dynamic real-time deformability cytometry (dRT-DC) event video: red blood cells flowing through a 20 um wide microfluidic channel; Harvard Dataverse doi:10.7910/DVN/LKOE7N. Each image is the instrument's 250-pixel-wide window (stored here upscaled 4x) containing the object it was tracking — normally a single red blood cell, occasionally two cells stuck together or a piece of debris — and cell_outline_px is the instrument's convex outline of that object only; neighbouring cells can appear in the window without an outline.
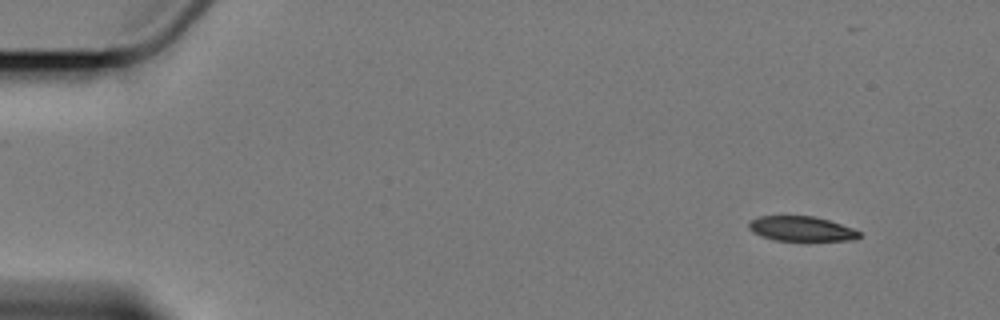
{"species": "Egyptian fruit bat (a non-hibernating species)", "species_latin": "Rousettus aegyptiacus", "temperature_condition": "cold", "stored_images_in_passage": 5, "camera_frame_rate_fps": 3000, "um_per_image_px": 0.085, "animal": {"sex": "female"}, "frame": {"image": 1, "passage_image": 1, "time_ms": 0.0, "image_size_px": [1000, 320], "cell_outline_px": [[860, 236], [852, 240], [776, 240], [752, 232], [748, 228], [748, 224], [752, 220], [760, 216], [812, 216], [828, 220], [852, 228], [860, 232]], "centroid_in_image_um": [68.1, 19.44], "position_along_channel_um": 16.9, "area_um2": 15.61}}
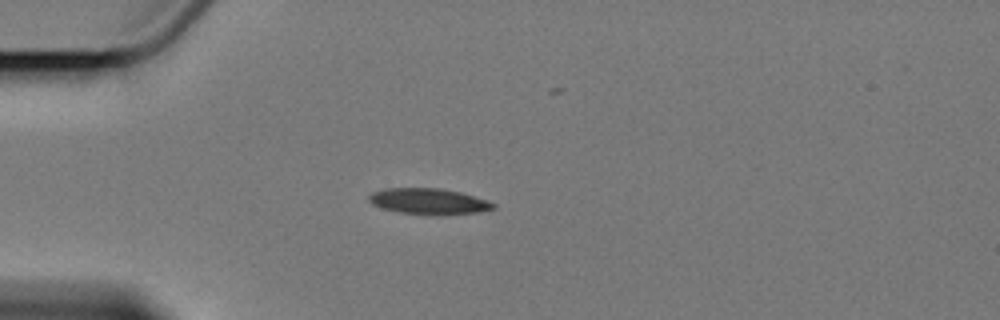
{"frame": {"image": 2, "passage_image": 4, "time_ms": 3.667, "image_size_px": [1000, 320], "cell_outline_px": [[496, 208], [476, 212], [436, 216], [432, 216], [400, 212], [384, 208], [372, 204], [368, 200], [368, 196], [372, 192], [384, 188], [440, 188], [460, 192], [496, 204]], "centroid_in_image_um": [36.4, 17.12], "position_along_channel_um": 48.6, "area_um2": 18.79}}